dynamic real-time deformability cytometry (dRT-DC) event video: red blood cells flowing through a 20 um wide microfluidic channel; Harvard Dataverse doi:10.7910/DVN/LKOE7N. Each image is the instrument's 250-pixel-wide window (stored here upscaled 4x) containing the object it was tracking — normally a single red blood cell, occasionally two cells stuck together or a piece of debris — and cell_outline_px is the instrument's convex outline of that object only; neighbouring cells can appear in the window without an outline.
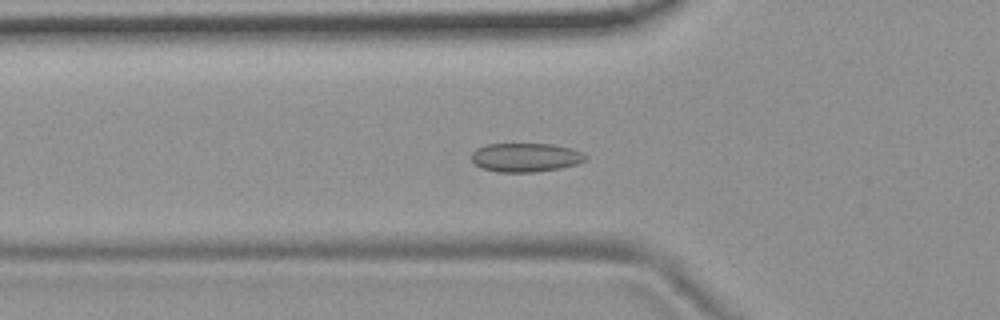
{"species": "common noctule bat (a hibernating species)", "species_latin": "Nyctalus noctula", "temperature_condition": "room temperature", "stored_images_in_passage": 55, "camera_frame_rate_fps": 3000, "um_per_image_px": 0.085, "animal": {"sex": "female", "body_mass_g": 19.9}, "frame": {"image": 1, "passage_image": 18, "time_ms": 5.667, "image_size_px": [1000, 320], "cell_outline_px": [[588, 156], [584, 160], [576, 164], [560, 168], [536, 172], [496, 172], [480, 168], [472, 160], [472, 152], [476, 148], [488, 144], [552, 144], [572, 148]], "centroid_in_image_um": [44.65, 13.38], "position_along_channel_um": 81.1, "area_um2": 19.19}}
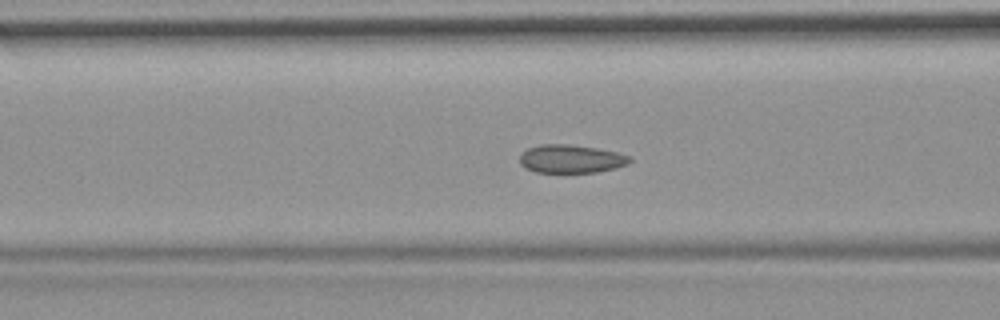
{"frame": {"image": 2, "passage_image": 21, "time_ms": 6.667, "image_size_px": [1000, 320], "cell_outline_px": [[632, 160], [628, 164], [616, 168], [596, 172], [536, 172], [524, 168], [520, 164], [520, 152], [528, 148], [540, 144], [568, 144], [596, 148], [616, 152], [632, 156]], "centroid_in_image_um": [48.53, 13.5], "position_along_channel_um": 118.1, "area_um2": 18.26}}
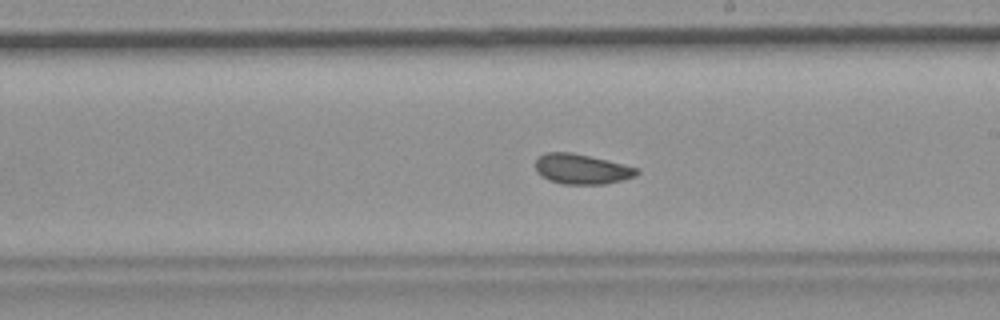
{"frame": {"image": 3, "passage_image": 31, "time_ms": 10.0, "image_size_px": [1000, 320], "cell_outline_px": [[640, 172], [636, 176], [624, 180], [604, 184], [560, 184], [548, 180], [540, 176], [536, 172], [536, 160], [544, 152], [572, 152], [624, 164], [640, 168]], "centroid_in_image_um": [49.45, 14.38], "position_along_channel_um": 239.5, "area_um2": 18.03}, "authors_computed_cell_mechanics": {"area_um2": 18.3226, "velocity_mm_per_s": 3.654, "shape_relaxation_time_tau1_ms": null, "shape_relaxation_time_tau2_ms": 2.2855, "deformation_change_tau1": null, "deformation_change_tau2": 0.0454}}